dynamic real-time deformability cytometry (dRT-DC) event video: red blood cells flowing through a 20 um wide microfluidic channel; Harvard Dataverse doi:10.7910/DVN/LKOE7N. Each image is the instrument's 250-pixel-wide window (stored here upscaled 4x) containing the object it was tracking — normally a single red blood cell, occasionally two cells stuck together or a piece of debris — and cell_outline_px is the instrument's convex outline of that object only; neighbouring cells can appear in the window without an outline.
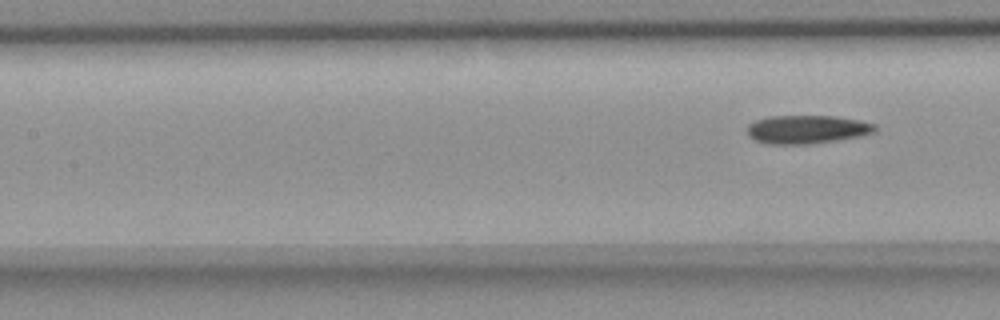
{"species": "common noctule bat (a hibernating species)", "species_latin": "Nyctalus noctula", "temperature_condition": "room temperature", "stored_images_in_passage": 4, "segment_of_instrument_passage": [2, 2], "camera_frame_rate_fps": 3000, "um_per_image_px": 0.085, "animal": {"sex": "female", "body_mass_g": 18.4}, "frame": {"image": 1, "passage_image": 4, "time_ms": 4.333, "image_size_px": [1000, 320], "cell_outline_px": [[876, 132], [860, 136], [836, 140], [808, 144], [768, 144], [756, 140], [748, 136], [748, 124], [756, 120], [768, 116], [836, 116], [860, 120], [876, 124]], "centroid_in_image_um": [68.61, 10.99], "position_along_channel_um": 138.8, "area_um2": 21.21}}